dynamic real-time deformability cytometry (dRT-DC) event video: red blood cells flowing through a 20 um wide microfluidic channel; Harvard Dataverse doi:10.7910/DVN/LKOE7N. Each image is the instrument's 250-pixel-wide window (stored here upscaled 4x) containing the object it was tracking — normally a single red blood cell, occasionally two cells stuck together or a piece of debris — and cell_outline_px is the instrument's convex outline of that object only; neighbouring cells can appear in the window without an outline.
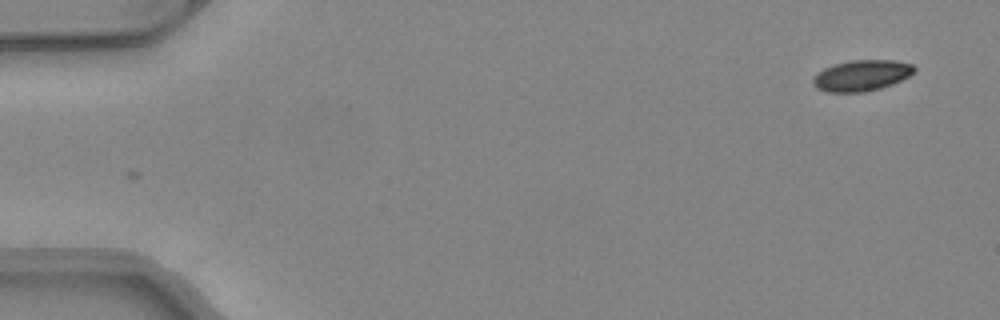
{"species": "common noctule bat (a hibernating species)", "species_latin": "Nyctalus noctula", "temperature_condition": "warm", "stored_images_in_passage": 49, "camera_frame_rate_fps": 3000, "um_per_image_px": 0.085, "animal": {"sex": "female", "body_mass_g": 24.6, "forearm_length_mm": 56.2}, "frame": {"image": 1, "passage_image": 1, "time_ms": 0.0, "image_size_px": [1000, 320], "cell_outline_px": [[916, 72], [892, 84], [880, 88], [864, 92], [828, 92], [816, 88], [812, 84], [812, 80], [816, 72], [824, 68], [836, 64], [852, 60], [892, 60], [912, 64], [916, 68]], "centroid_in_image_um": [73.22, 6.42], "position_along_channel_um": 11.8, "area_um2": 18.26}}
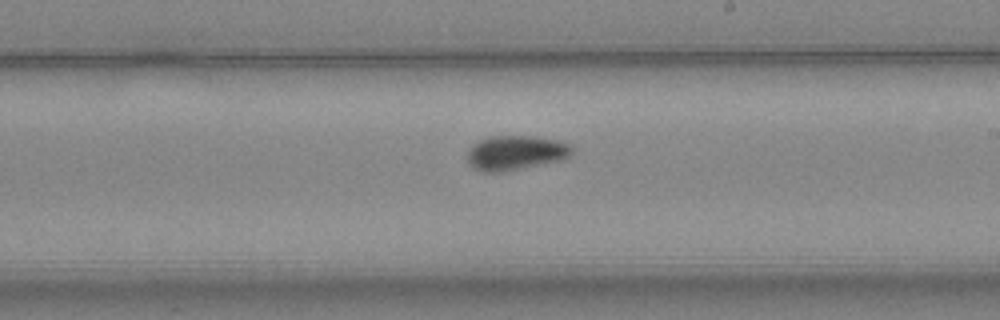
{"frame": {"image": 2, "passage_image": 28, "time_ms": 9.0, "image_size_px": [1000, 320], "cell_outline_px": [[572, 152], [564, 160], [504, 172], [480, 172], [472, 168], [468, 164], [468, 152], [472, 144], [480, 140], [492, 136], [536, 136], [556, 140], [572, 144]], "centroid_in_image_um": [43.83, 13.0], "position_along_channel_um": 245.2, "area_um2": 21.39}}
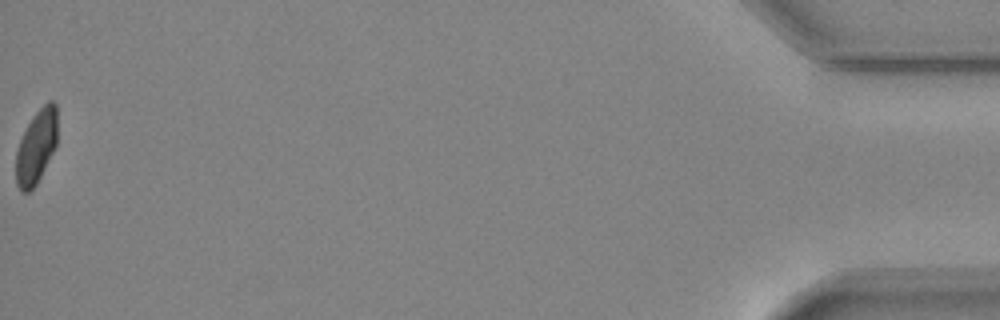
{"frame": {"image": 3, "passage_image": 49, "time_ms": 16.0, "image_size_px": [1000, 320], "cell_outline_px": [[56, 148], [36, 184], [28, 192], [20, 192], [16, 184], [16, 152], [20, 140], [32, 116], [48, 100], [52, 100], [56, 104]], "centroid_in_image_um": [3.08, 12.48], "position_along_channel_um": 432.1, "area_um2": 17.74}, "authors_computed_cell_mechanics": {"area_um2": 19.5942, "velocity_mm_per_s": 4.1064, "shape_relaxation_time_tau1_ms": 10.538, "shape_relaxation_time_tau2_ms": 5.317, "deformation_change_tau1": 0.1932, "deformation_change_tau2": 0.0652}}